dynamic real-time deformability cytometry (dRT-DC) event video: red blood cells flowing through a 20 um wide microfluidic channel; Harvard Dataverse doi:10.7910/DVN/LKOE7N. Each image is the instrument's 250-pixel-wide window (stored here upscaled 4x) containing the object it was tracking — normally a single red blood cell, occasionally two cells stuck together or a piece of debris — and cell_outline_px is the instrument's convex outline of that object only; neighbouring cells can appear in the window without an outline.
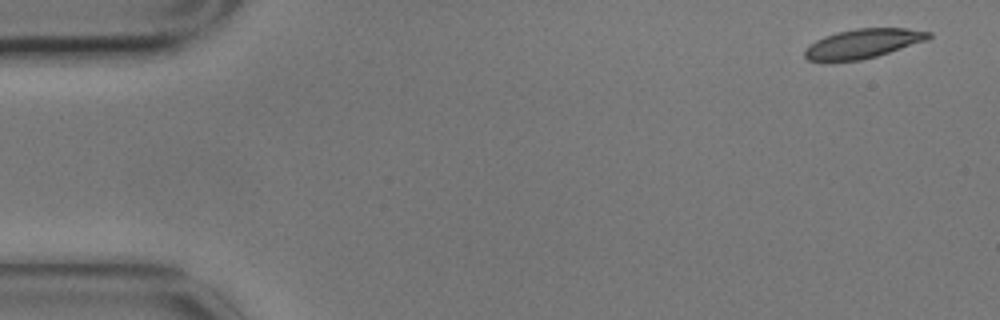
{"species": "common noctule bat (a hibernating species)", "species_latin": "Nyctalus noctula", "temperature_condition": "cold", "stored_images_in_passage": 7, "camera_frame_rate_fps": 3000, "um_per_image_px": 0.085, "animal": {"sex": "male", "body_mass_g": 17.9}, "frame": {"image": 1, "passage_image": 1, "time_ms": 0.0, "image_size_px": [1000, 320], "cell_outline_px": [[932, 36], [928, 40], [876, 56], [860, 60], [808, 60], [804, 56], [804, 52], [816, 40], [824, 36], [836, 32], [856, 28], [908, 28], [932, 32]], "centroid_in_image_um": [73.42, 3.68], "position_along_channel_um": 11.6, "area_um2": 20.87}}